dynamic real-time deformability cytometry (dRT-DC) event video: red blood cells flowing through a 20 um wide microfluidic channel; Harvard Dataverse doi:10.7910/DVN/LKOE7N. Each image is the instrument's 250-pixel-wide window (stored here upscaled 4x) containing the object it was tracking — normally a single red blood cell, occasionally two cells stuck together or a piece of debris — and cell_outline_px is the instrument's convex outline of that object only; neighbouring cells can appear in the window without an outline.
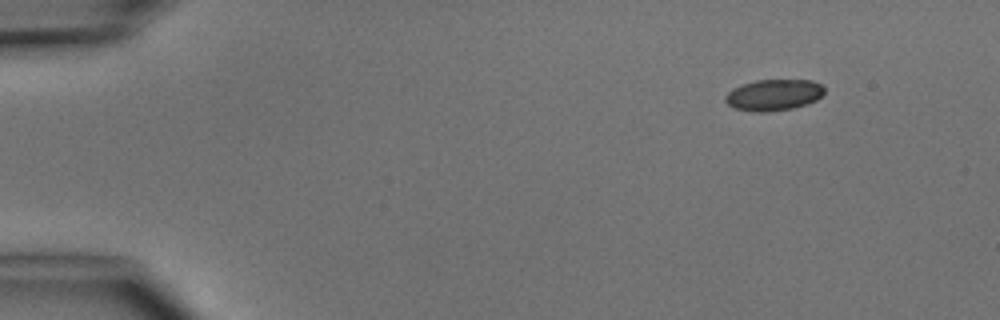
{"species": "common noctule bat (a hibernating species)", "species_latin": "Nyctalus noctula", "temperature_condition": "cold", "stored_images_in_passage": 3, "camera_frame_rate_fps": 3000, "um_per_image_px": 0.085, "animal": {"sex": "male", "body_mass_g": 15.6}, "frame": {"image": 1, "passage_image": 3, "time_ms": 2.333, "image_size_px": [1000, 320], "cell_outline_px": [[824, 92], [816, 100], [808, 104], [792, 108], [764, 112], [752, 112], [736, 108], [728, 104], [724, 100], [724, 96], [732, 88], [756, 80], [812, 80], [820, 84], [824, 88]], "centroid_in_image_um": [65.75, 8.07], "position_along_channel_um": 19.3, "area_um2": 17.98}}